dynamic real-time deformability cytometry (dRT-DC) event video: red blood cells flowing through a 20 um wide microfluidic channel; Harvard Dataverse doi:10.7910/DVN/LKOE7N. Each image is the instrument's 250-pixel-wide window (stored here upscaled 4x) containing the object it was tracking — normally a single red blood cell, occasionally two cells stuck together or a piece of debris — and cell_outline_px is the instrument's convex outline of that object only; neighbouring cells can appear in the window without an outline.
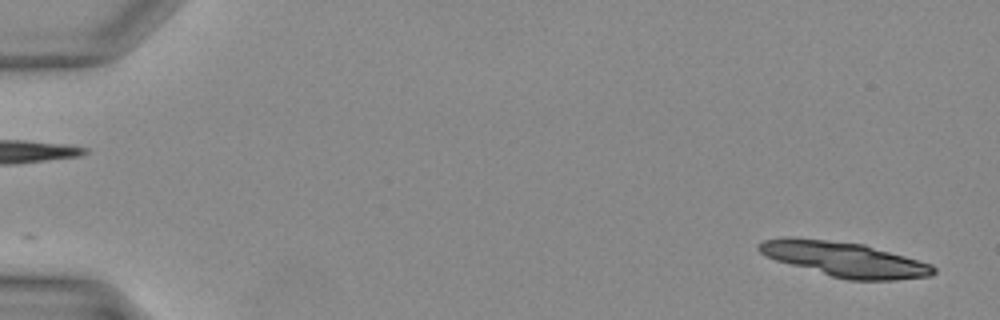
{"species": "Egyptian fruit bat (a non-hibernating species)", "species_latin": "Rousettus aegyptiacus", "temperature_condition": "warm", "stored_images_in_passage": 29, "camera_frame_rate_fps": 3000, "um_per_image_px": 0.085, "animal": {"sex": "female"}, "frame": {"image": 1, "passage_image": 2, "time_ms": 0.333, "image_size_px": [1000, 320], "cell_outline_px": [[936, 272], [932, 276], [896, 280], [848, 280], [832, 276], [776, 260], [764, 256], [756, 248], [756, 244], [764, 240], [784, 236], [792, 236], [864, 244], [932, 264], [936, 268]], "centroid_in_image_um": [71.77, 22.03], "position_along_channel_um": 13.2, "area_um2": 35.49}}
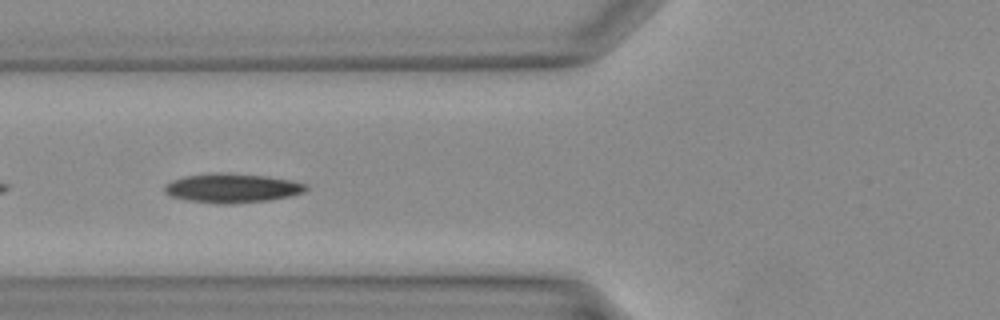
{"frame": {"image": 2, "passage_image": 16, "time_ms": 5.0, "image_size_px": [1000, 320], "cell_outline_px": [[308, 188], [304, 192], [292, 196], [268, 200], [192, 200], [172, 196], [164, 192], [164, 184], [172, 180], [184, 176], [220, 172], [228, 172], [268, 176], [296, 180], [308, 184]], "centroid_in_image_um": [19.82, 15.9], "position_along_channel_um": 106.0, "area_um2": 23.06}}